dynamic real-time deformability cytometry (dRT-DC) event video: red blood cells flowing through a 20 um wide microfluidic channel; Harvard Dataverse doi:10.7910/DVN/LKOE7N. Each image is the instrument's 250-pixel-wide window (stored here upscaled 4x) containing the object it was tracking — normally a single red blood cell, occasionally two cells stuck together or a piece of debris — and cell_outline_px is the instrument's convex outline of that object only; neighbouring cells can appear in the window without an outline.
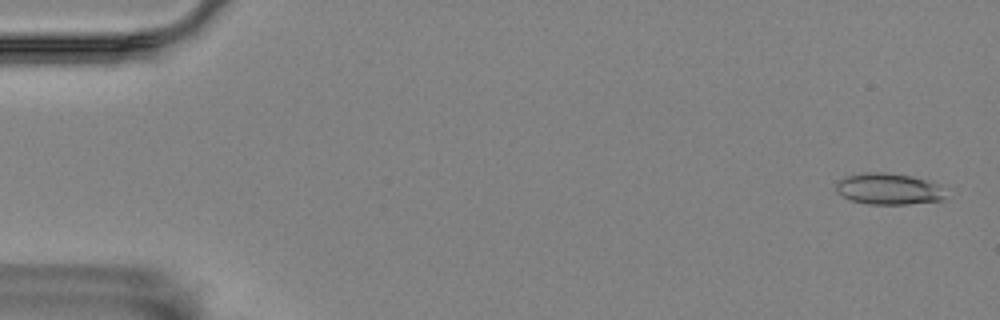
{"species": "Egyptian fruit bat (a non-hibernating species)", "species_latin": "Rousettus aegyptiacus", "temperature_condition": "room temperature", "stored_images_in_passage": 52, "camera_frame_rate_fps": 3000, "um_per_image_px": 0.085, "animal": {"sex": "female"}, "frame": {"image": 1, "passage_image": 2, "time_ms": 0.333, "image_size_px": [1000, 320], "cell_outline_px": [[944, 200], [908, 204], [868, 204], [852, 200], [836, 192], [836, 184], [840, 180], [848, 176], [868, 172], [884, 172], [912, 176], [936, 184], [944, 188]], "centroid_in_image_um": [75.54, 16.06], "position_along_channel_um": 9.5, "area_um2": 19.77}}
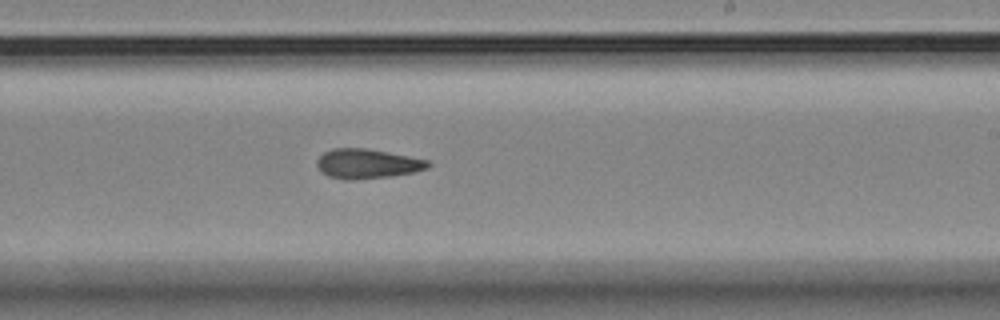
{"frame": {"image": 2, "passage_image": 34, "time_ms": 11.0, "image_size_px": [1000, 320], "cell_outline_px": [[432, 164], [428, 168], [412, 172], [392, 176], [352, 180], [344, 180], [328, 176], [320, 172], [316, 164], [316, 160], [324, 152], [332, 148], [364, 148], [388, 152], [428, 160]], "centroid_in_image_um": [31.18, 13.92], "position_along_channel_um": 257.8, "area_um2": 19.25}}
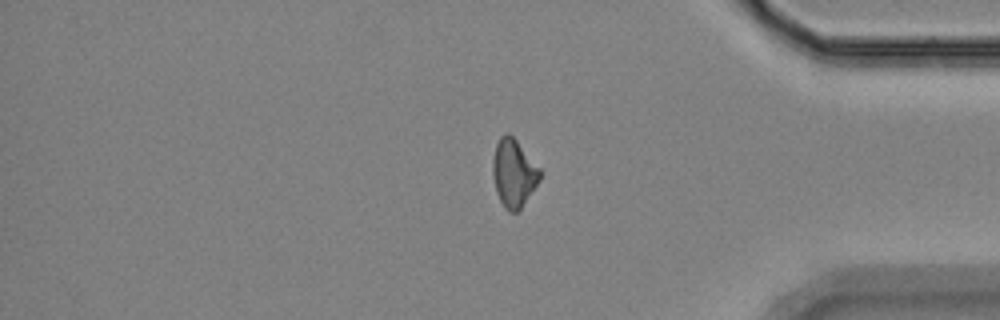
{"frame": {"image": 3, "passage_image": 47, "time_ms": 15.333, "image_size_px": [1000, 320], "cell_outline_px": [[540, 180], [520, 208], [516, 212], [508, 212], [504, 208], [496, 192], [492, 172], [492, 160], [496, 144], [500, 136], [504, 132], [508, 132], [516, 140], [540, 168]], "centroid_in_image_um": [43.64, 14.7], "position_along_channel_um": 391.6, "area_um2": 18.55}}